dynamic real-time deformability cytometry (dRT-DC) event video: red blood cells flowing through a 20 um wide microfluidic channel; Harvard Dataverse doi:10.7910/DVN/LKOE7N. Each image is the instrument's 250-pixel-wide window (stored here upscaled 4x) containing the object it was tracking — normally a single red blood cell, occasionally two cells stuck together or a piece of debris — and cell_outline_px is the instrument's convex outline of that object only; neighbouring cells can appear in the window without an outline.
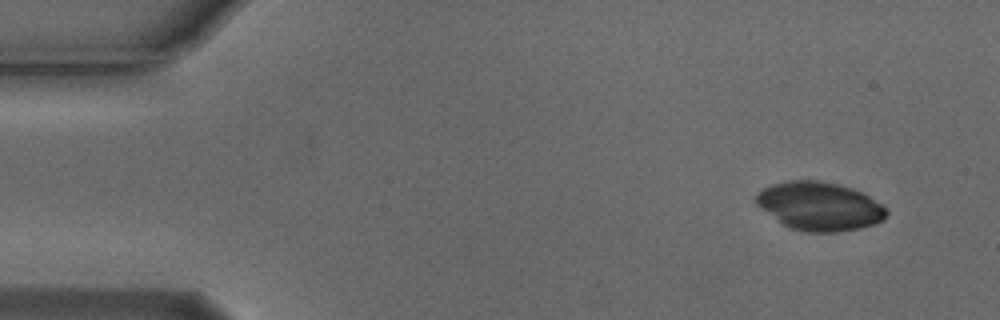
{"species": "Egyptian fruit bat (a non-hibernating species)", "species_latin": "Rousettus aegyptiacus", "temperature_condition": "cold", "stored_images_in_passage": 4, "camera_frame_rate_fps": 3000, "um_per_image_px": 0.085, "animal": {"sex": "male"}, "frame": {"image": 1, "passage_image": 1, "time_ms": 0.0, "image_size_px": [1000, 320], "cell_outline_px": [[888, 216], [884, 220], [860, 228], [840, 232], [804, 232], [792, 228], [784, 224], [760, 208], [752, 200], [756, 192], [772, 184], [792, 180], [820, 180], [840, 184], [852, 188], [884, 204], [888, 212]], "centroid_in_image_um": [69.66, 17.52], "position_along_channel_um": 15.3, "area_um2": 37.11}}